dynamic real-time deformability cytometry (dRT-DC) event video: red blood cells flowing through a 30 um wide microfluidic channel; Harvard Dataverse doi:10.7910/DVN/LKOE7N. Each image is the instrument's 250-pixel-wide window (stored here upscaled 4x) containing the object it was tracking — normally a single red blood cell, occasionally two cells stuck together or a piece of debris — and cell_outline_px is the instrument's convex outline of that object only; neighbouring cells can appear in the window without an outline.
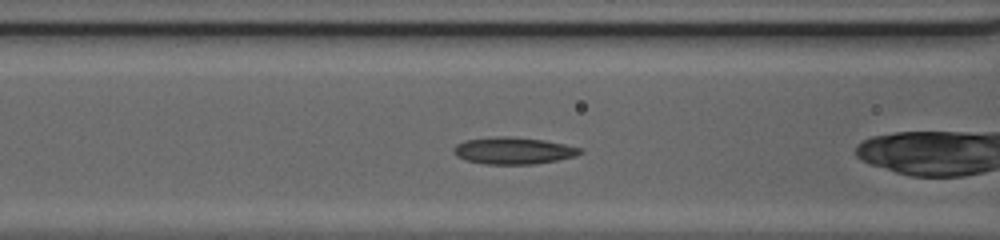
{"species": "common noctule bat (a hibernating species)", "species_latin": "Nyctalus noctula", "temperature_condition": "cold", "stored_images_in_passage": 32, "camera_frame_rate_fps": 3000, "um_per_image_px": 0.085, "animal": {"sex": "female", "body_mass_g": 20.0, "forearm_length_mm": 54.0}, "frame": {"image": 1, "passage_image": 4, "time_ms": 1.0, "image_size_px": [1000, 240], "cell_outline_px": [[584, 152], [576, 156], [556, 160], [532, 164], [484, 164], [464, 160], [456, 156], [452, 152], [452, 148], [456, 144], [464, 140], [496, 136], [508, 136], [544, 140], [584, 148]], "centroid_in_image_um": [43.61, 12.8], "position_along_channel_um": 123.0, "area_um2": 20.06}}
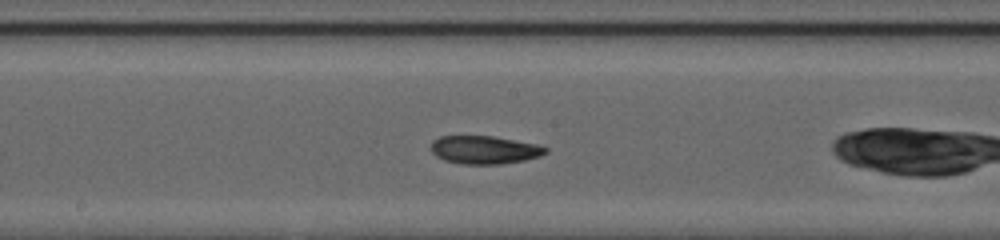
{"frame": {"image": 2, "passage_image": 10, "time_ms": 3.0, "image_size_px": [1000, 240], "cell_outline_px": [[548, 152], [540, 156], [524, 160], [500, 164], [460, 164], [444, 160], [436, 156], [432, 152], [432, 140], [440, 136], [492, 136], [536, 144], [548, 148]], "centroid_in_image_um": [41.17, 12.74], "position_along_channel_um": 207.0, "area_um2": 18.73}}
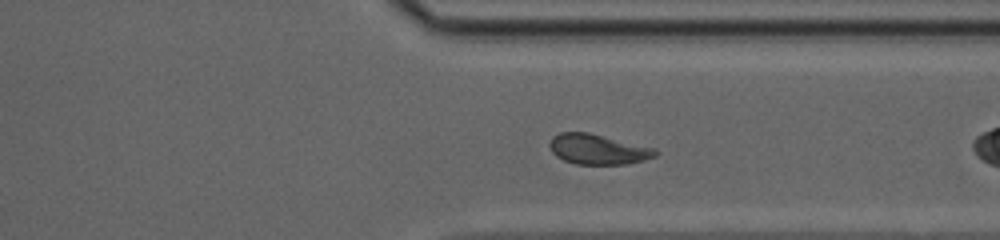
{"frame": {"image": 3, "passage_image": 21, "time_ms": 6.667, "image_size_px": [1000, 240], "cell_outline_px": [[660, 152], [656, 156], [644, 160], [624, 164], [576, 164], [564, 160], [556, 156], [552, 152], [548, 144], [552, 136], [560, 132], [588, 132], [656, 148]], "centroid_in_image_um": [50.82, 12.68], "position_along_channel_um": 360.6, "area_um2": 18.73}, "authors_computed_cell_mechanics": {"area_um2": 18.785, "velocity_mm_per_s": 4.1929, "shape_relaxation_time_tau1_ms": 3.521, "shape_relaxation_time_tau2_ms": 3.1268, "deformation_change_tau1": 0.1205, "deformation_change_tau2": 0.0691}}